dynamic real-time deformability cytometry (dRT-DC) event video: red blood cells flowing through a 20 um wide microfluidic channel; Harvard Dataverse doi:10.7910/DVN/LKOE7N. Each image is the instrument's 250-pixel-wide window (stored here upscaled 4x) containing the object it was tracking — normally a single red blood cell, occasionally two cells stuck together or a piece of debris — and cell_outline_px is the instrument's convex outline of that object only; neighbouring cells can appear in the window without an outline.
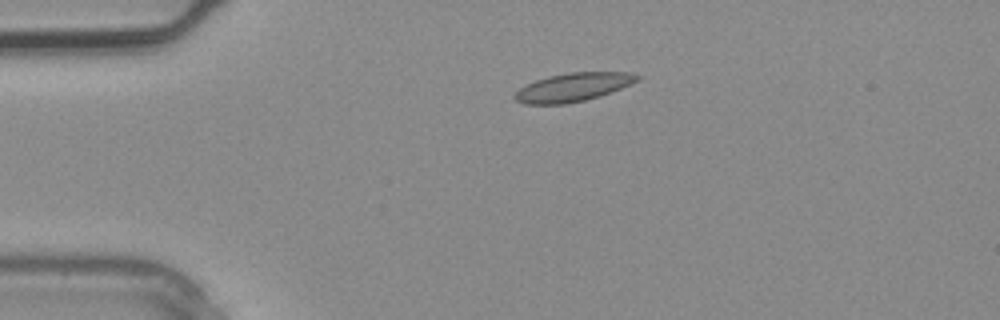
{"species": "common noctule bat (a hibernating species)", "species_latin": "Nyctalus noctula", "temperature_condition": "warm", "stored_images_in_passage": 4, "camera_frame_rate_fps": 3000, "um_per_image_px": 0.085, "animal": {"sex": "male", "body_mass_g": 20.4}, "frame": {"image": 1, "passage_image": 4, "time_ms": 1.0, "image_size_px": [1000, 320], "cell_outline_px": [[640, 80], [600, 96], [584, 100], [564, 104], [524, 104], [516, 100], [512, 96], [520, 88], [536, 80], [548, 76], [572, 72], [628, 72], [640, 76]], "centroid_in_image_um": [48.7, 7.41], "position_along_channel_um": 36.3, "area_um2": 20.11}}